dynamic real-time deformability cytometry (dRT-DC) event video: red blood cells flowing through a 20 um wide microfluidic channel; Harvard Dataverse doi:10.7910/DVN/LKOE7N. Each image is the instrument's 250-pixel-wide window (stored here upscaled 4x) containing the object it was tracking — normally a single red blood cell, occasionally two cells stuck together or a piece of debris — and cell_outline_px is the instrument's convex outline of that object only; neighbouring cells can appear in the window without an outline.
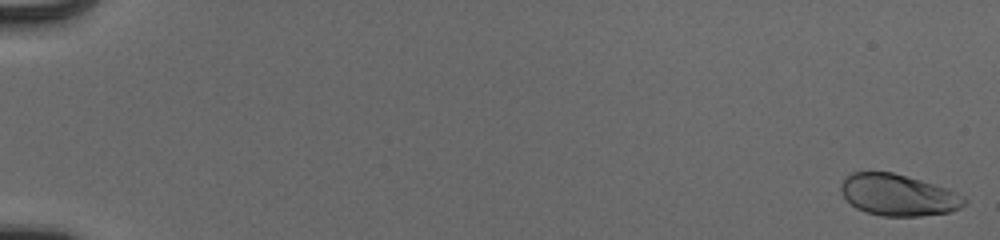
{"species": "human", "species_latin": "Homo sapiens", "temperature_condition": "cold", "stored_images_in_passage": 55, "camera_frame_rate_fps": 3000, "um_per_image_px": 0.085, "donor": {"sex": "male"}, "frame": {"image": 1, "passage_image": 1, "time_ms": 0.0, "image_size_px": [1000, 240], "cell_outline_px": [[968, 200], [960, 208], [948, 212], [920, 216], [884, 216], [868, 212], [856, 208], [844, 196], [840, 188], [840, 184], [844, 176], [852, 172], [892, 172], [920, 180], [956, 192], [964, 196]], "centroid_in_image_um": [76.33, 16.57], "position_along_channel_um": 8.7, "area_um2": 29.59}}
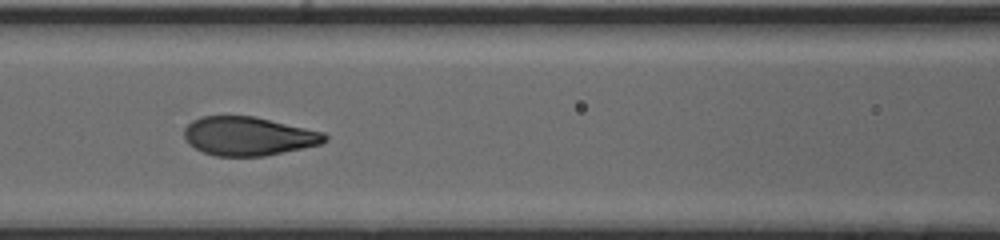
{"frame": {"image": 2, "passage_image": 27, "time_ms": 8.667, "image_size_px": [1000, 240], "cell_outline_px": [[328, 140], [320, 144], [264, 156], [216, 156], [204, 152], [188, 144], [184, 136], [184, 128], [192, 120], [200, 116], [256, 116], [324, 132], [328, 136]], "centroid_in_image_um": [21.11, 11.56], "position_along_channel_um": 145.5, "area_um2": 31.79}}
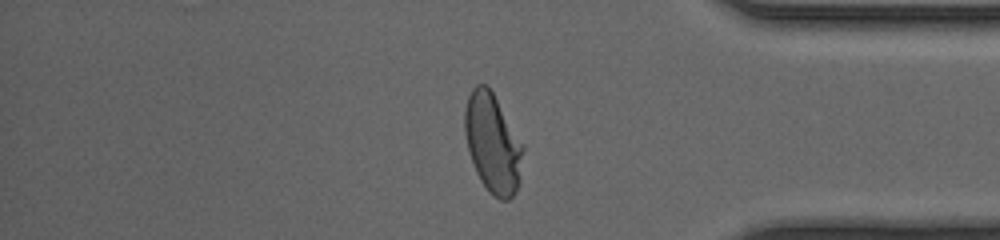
{"frame": {"image": 3, "passage_image": 47, "time_ms": 15.333, "image_size_px": [1000, 240], "cell_outline_px": [[524, 148], [520, 184], [516, 192], [508, 200], [500, 200], [492, 196], [488, 192], [480, 180], [472, 164], [468, 152], [464, 132], [464, 112], [468, 96], [472, 88], [476, 84], [488, 84], [524, 144]], "centroid_in_image_um": [41.88, 12.19], "position_along_channel_um": 393.3, "area_um2": 34.45}, "authors_computed_cell_mechanics": {"area_um2": 32.3102, "velocity_mm_per_s": 3.9331, "shape_relaxation_time_tau1_ms": 3.4863, "shape_relaxation_time_tau2_ms": null, "deformation_change_tau1": 0.178, "deformation_change_tau2": null}}